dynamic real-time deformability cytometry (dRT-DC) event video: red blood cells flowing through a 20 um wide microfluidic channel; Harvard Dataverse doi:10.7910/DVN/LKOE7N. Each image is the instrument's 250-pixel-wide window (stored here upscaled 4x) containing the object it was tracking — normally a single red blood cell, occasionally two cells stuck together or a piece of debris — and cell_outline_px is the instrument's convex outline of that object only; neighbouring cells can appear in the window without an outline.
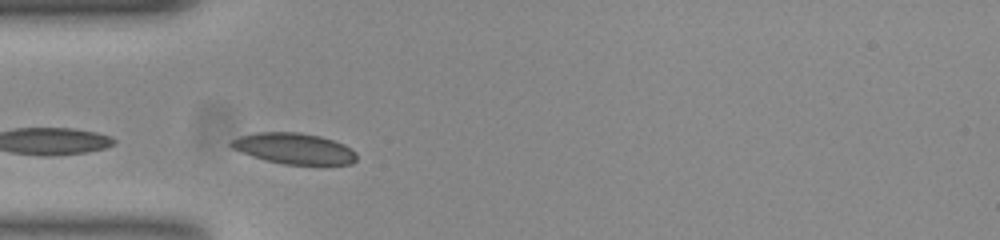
{"species": "common noctule bat (a hibernating species)", "species_latin": "Nyctalus noctula", "temperature_condition": "room temperature", "stored_images_in_passage": 9, "camera_frame_rate_fps": 3000, "um_per_image_px": 0.085, "animal": {"sex": "female", "body_mass_g": 23.0, "forearm_length_mm": 53.4}, "frame": {"image": 1, "passage_image": 1, "time_ms": 0.0, "image_size_px": [1000, 240], "cell_outline_px": [[356, 160], [352, 164], [284, 164], [252, 156], [240, 152], [232, 148], [228, 144], [232, 140], [240, 136], [256, 132], [300, 132], [320, 136], [344, 144], [352, 148], [356, 152]], "centroid_in_image_um": [25.0, 12.61], "position_along_channel_um": 60.0, "area_um2": 22.54}}